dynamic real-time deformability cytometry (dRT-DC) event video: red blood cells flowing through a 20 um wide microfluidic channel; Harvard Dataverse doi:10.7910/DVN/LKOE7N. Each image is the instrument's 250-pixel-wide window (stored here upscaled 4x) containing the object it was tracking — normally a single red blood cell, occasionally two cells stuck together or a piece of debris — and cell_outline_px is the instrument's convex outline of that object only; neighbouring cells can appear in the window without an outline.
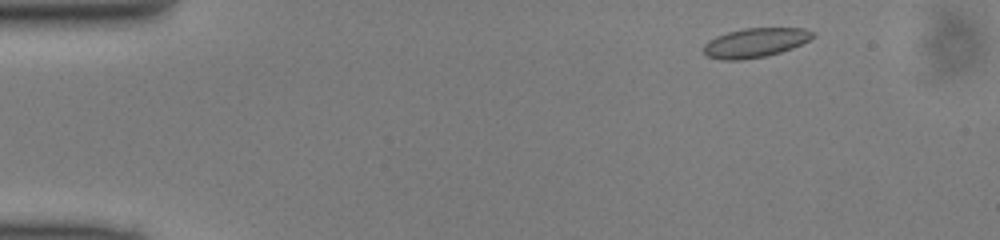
{"species": "common noctule bat (a hibernating species)", "species_latin": "Nyctalus noctula", "temperature_condition": "cold", "stored_images_in_passage": 46, "camera_frame_rate_fps": 3000, "um_per_image_px": 0.085, "animal": {"sex": "male", "body_mass_g": 13.0, "forearm_length_mm": 53.1}, "frame": {"image": 1, "passage_image": 3, "time_ms": 0.667, "image_size_px": [1000, 240], "cell_outline_px": [[816, 36], [792, 48], [780, 52], [764, 56], [740, 60], [720, 60], [708, 56], [704, 52], [704, 44], [708, 40], [716, 36], [728, 32], [744, 28], [804, 28], [816, 32]], "centroid_in_image_um": [64.2, 3.62], "position_along_channel_um": 20.8, "area_um2": 18.61}}
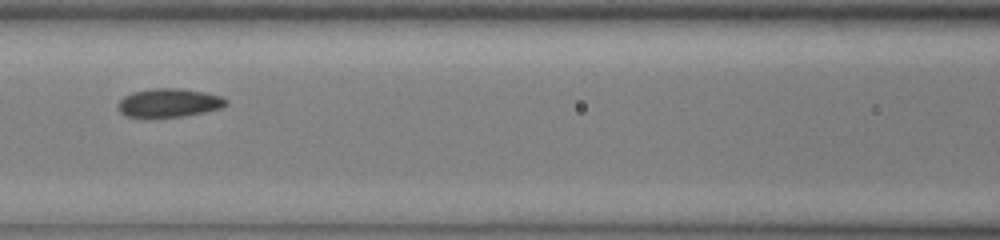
{"frame": {"image": 2, "passage_image": 19, "time_ms": 6.0, "image_size_px": [1000, 240], "cell_outline_px": [[228, 104], [220, 108], [204, 112], [184, 116], [144, 120], [124, 116], [120, 112], [116, 104], [124, 96], [132, 92], [156, 88], [180, 88], [204, 92], [220, 96], [228, 100]], "centroid_in_image_um": [14.29, 8.78], "position_along_channel_um": 152.3, "area_um2": 18.67}}
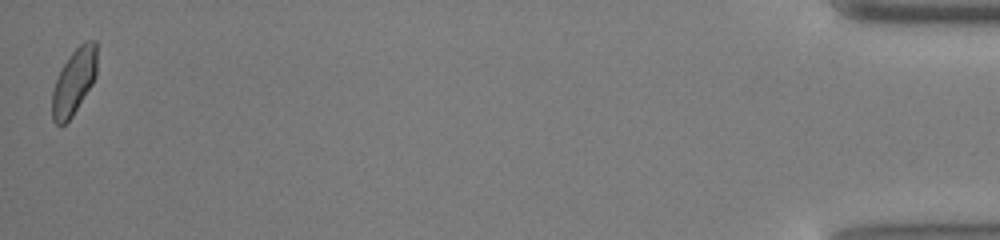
{"frame": {"image": 3, "passage_image": 46, "time_ms": 15.0, "image_size_px": [1000, 240], "cell_outline_px": [[96, 76], [92, 84], [72, 116], [64, 124], [56, 124], [52, 120], [52, 92], [56, 80], [68, 56], [80, 44], [88, 40], [96, 40]], "centroid_in_image_um": [6.29, 6.93], "position_along_channel_um": 428.9, "area_um2": 16.94}}